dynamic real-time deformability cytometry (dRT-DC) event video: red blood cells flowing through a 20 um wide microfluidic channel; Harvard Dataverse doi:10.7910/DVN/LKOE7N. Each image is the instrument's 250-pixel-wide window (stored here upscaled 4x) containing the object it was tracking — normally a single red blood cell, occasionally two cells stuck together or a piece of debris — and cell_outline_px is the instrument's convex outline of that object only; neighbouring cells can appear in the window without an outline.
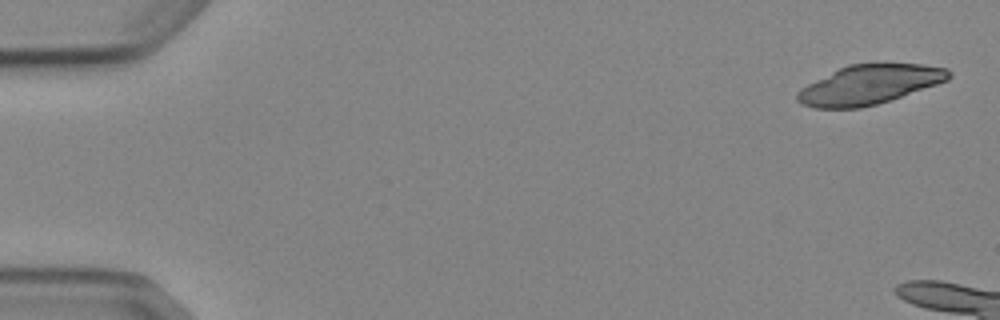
{"species": "Egyptian fruit bat (a non-hibernating species)", "species_latin": "Rousettus aegyptiacus", "temperature_condition": "cold", "stored_images_in_passage": 8, "camera_frame_rate_fps": 3000, "um_per_image_px": 0.085, "animal": {"sex": "female"}, "frame": {"image": 1, "passage_image": 1, "time_ms": 0.0, "image_size_px": [1000, 320], "cell_outline_px": [[952, 76], [948, 80], [876, 104], [860, 108], [816, 108], [804, 104], [796, 100], [796, 92], [800, 88], [848, 64], [924, 64], [948, 68], [952, 72]], "centroid_in_image_um": [73.9, 7.19], "position_along_channel_um": 11.1, "area_um2": 34.22}}